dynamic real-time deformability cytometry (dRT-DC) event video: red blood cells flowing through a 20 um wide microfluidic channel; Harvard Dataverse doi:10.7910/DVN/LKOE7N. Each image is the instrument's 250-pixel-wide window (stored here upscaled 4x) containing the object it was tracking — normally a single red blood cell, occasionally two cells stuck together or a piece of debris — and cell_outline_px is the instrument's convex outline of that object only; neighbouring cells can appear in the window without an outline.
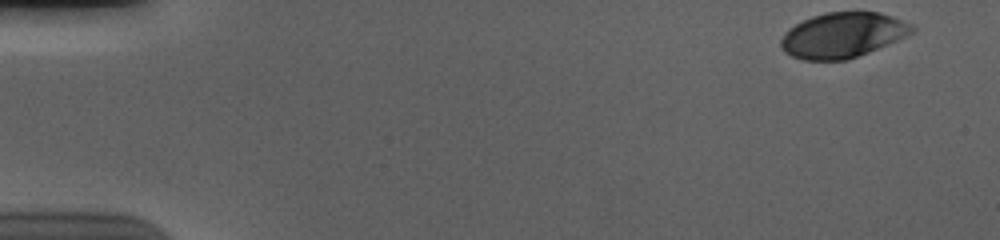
{"species": "human", "species_latin": "Homo sapiens", "temperature_condition": "cold", "stored_images_in_passage": 54, "camera_frame_rate_fps": 3000, "um_per_image_px": 0.085, "donor": {"sex": "male"}, "frame": {"image": 1, "passage_image": 1, "time_ms": 0.0, "image_size_px": [1000, 240], "cell_outline_px": [[916, 28], [912, 32], [896, 40], [868, 52], [844, 60], [804, 60], [792, 56], [784, 52], [780, 44], [780, 40], [784, 32], [788, 28], [812, 16], [824, 12], [880, 12], [892, 16], [912, 24]], "centroid_in_image_um": [71.59, 2.97], "position_along_channel_um": 13.4, "area_um2": 34.28}}
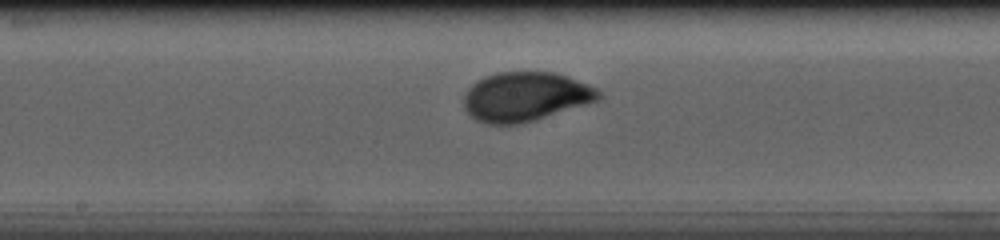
{"frame": {"image": 2, "passage_image": 28, "time_ms": 9.0, "image_size_px": [1000, 240], "cell_outline_px": [[604, 96], [600, 100], [588, 104], [536, 120], [520, 124], [488, 124], [476, 120], [464, 108], [464, 96], [468, 88], [476, 80], [484, 76], [496, 72], [556, 72], [568, 76], [588, 84], [604, 92]], "centroid_in_image_um": [44.7, 8.21], "position_along_channel_um": 203.5, "area_um2": 39.19}}
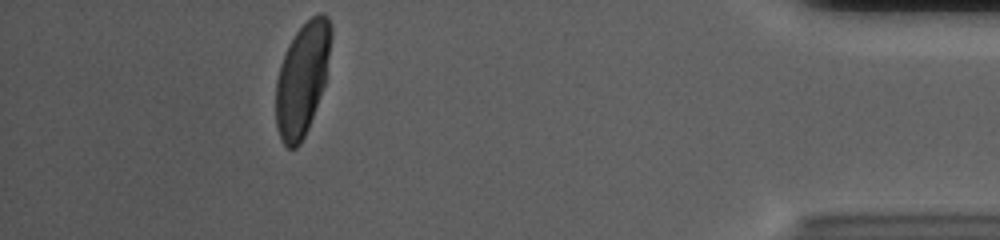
{"frame": {"image": 3, "passage_image": 49, "time_ms": 16.0, "image_size_px": [1000, 240], "cell_outline_px": [[332, 32], [324, 84], [308, 128], [300, 144], [296, 148], [288, 148], [280, 140], [276, 124], [276, 80], [280, 64], [288, 44], [296, 32], [312, 16], [320, 12], [324, 12], [328, 16], [332, 28]], "centroid_in_image_um": [25.68, 6.69], "position_along_channel_um": 409.5, "area_um2": 36.01}, "authors_computed_cell_mechanics": {"area_um2": 37.0498, "velocity_mm_per_s": 3.6791, "shape_relaxation_time_tau1_ms": 3.3916, "shape_relaxation_time_tau2_ms": null, "deformation_change_tau1": 0.1672, "deformation_change_tau2": null}}